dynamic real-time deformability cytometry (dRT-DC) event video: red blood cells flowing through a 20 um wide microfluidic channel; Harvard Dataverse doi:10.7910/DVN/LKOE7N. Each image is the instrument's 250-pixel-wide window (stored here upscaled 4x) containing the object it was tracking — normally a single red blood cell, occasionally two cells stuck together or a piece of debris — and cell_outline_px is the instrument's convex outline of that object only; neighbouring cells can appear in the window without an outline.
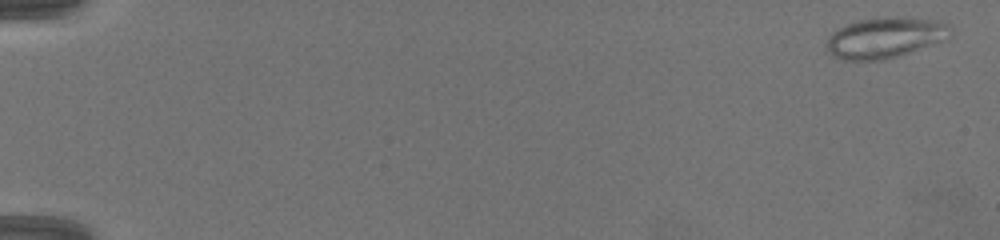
{"species": "common noctule bat (a hibernating species)", "species_latin": "Nyctalus noctula", "temperature_condition": "warm", "stored_images_in_passage": 66, "camera_frame_rate_fps": 3000, "um_per_image_px": 0.085, "animal": {"sex": "female", "body_mass_g": 19.5, "forearm_length_mm": 54.1}, "frame": {"image": 1, "passage_image": 2, "time_ms": 0.333, "image_size_px": [1000, 240], "cell_outline_px": [[952, 36], [948, 40], [900, 56], [880, 60], [844, 60], [832, 56], [824, 44], [828, 36], [832, 32], [848, 24], [860, 20], [908, 16], [932, 20], [948, 24], [952, 28]], "centroid_in_image_um": [75.28, 3.22], "position_along_channel_um": 9.7, "area_um2": 29.71}}
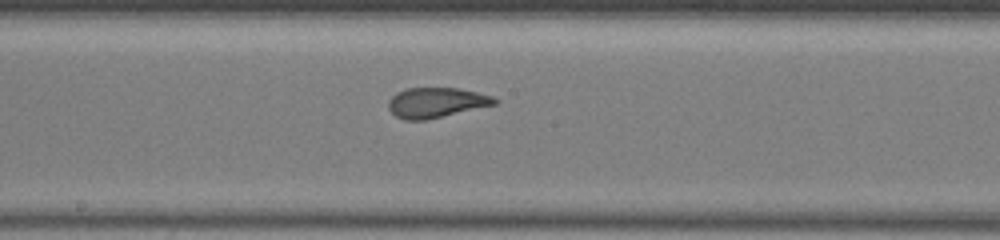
{"frame": {"image": 2, "passage_image": 38, "time_ms": 12.333, "image_size_px": [1000, 240], "cell_outline_px": [[500, 100], [496, 104], [424, 120], [404, 120], [396, 116], [388, 108], [388, 100], [396, 92], [408, 88], [456, 88], [476, 92], [492, 96]], "centroid_in_image_um": [37.05, 8.71], "position_along_channel_um": 211.1, "area_um2": 18.44}}
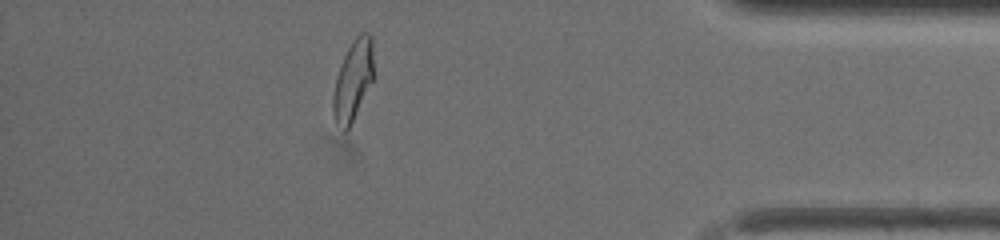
{"frame": {"image": 3, "passage_image": 59, "time_ms": 19.333, "image_size_px": [1000, 240], "cell_outline_px": [[376, 76], [352, 124], [344, 132], [336, 124], [332, 116], [332, 96], [336, 76], [344, 56], [352, 40], [360, 32], [368, 32], [372, 36]], "centroid_in_image_um": [30.05, 6.83], "position_along_channel_um": 405.2, "area_um2": 20.0}, "authors_computed_cell_mechanics": {"area_um2": 19.8832, "velocity_mm_per_s": 3.2562, "shape_relaxation_time_tau1_ms": 5.0052, "shape_relaxation_time_tau2_ms": 1.3586, "deformation_change_tau1": 0.1787, "deformation_change_tau2": 0.0858}}